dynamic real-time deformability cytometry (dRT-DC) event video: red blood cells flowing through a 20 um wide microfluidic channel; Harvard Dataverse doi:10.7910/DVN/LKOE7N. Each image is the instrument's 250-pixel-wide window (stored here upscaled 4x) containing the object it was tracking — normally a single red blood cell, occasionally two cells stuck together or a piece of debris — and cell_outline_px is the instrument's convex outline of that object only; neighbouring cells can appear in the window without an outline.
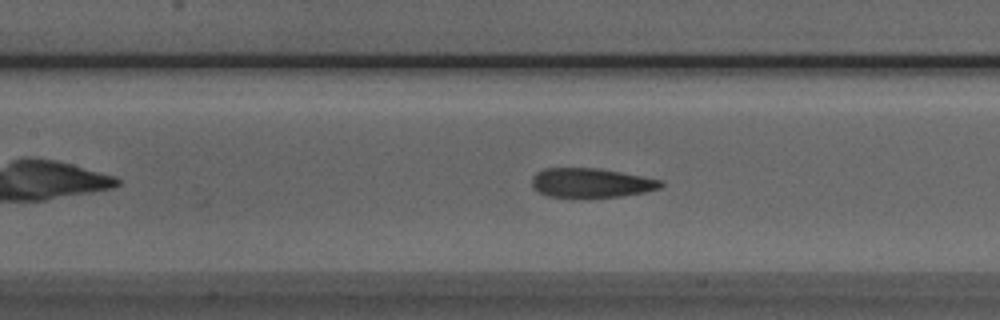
{"species": "Egyptian fruit bat (a non-hibernating species)", "species_latin": "Rousettus aegyptiacus", "temperature_condition": "room temperature", "stored_images_in_passage": 40, "camera_frame_rate_fps": 3000, "um_per_image_px": 0.085, "animal": {"sex": "male"}, "frame": {"image": 1, "passage_image": 12, "time_ms": 3.667, "image_size_px": [1000, 320], "cell_outline_px": [[664, 184], [660, 188], [644, 192], [620, 196], [548, 196], [532, 188], [532, 176], [536, 172], [544, 168], [596, 168], [620, 172], [660, 180]], "centroid_in_image_um": [50.2, 15.52], "position_along_channel_um": 157.2, "area_um2": 21.56}}
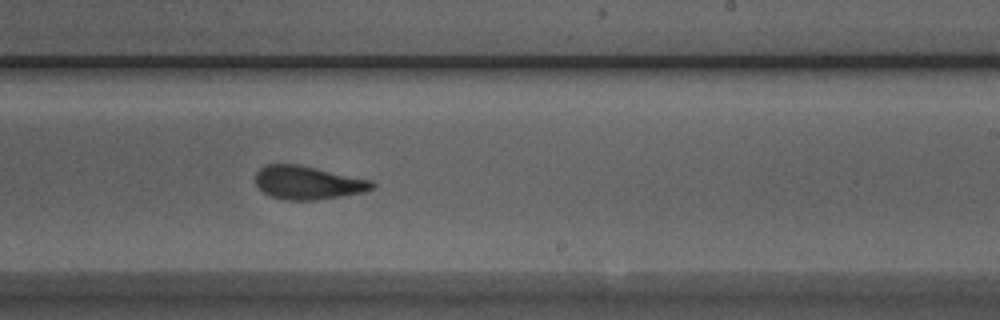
{"frame": {"image": 2, "passage_image": 20, "time_ms": 6.333, "image_size_px": [1000, 320], "cell_outline_px": [[376, 184], [372, 188], [364, 192], [316, 200], [284, 200], [272, 196], [264, 192], [256, 184], [256, 172], [260, 168], [268, 164], [300, 164], [372, 180]], "centroid_in_image_um": [26.18, 15.52], "position_along_channel_um": 262.8, "area_um2": 22.66}}
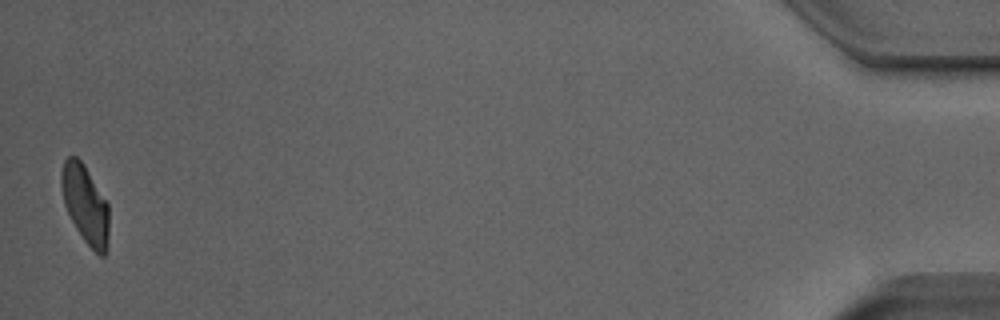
{"frame": {"image": 3, "passage_image": 40, "time_ms": 13.0, "image_size_px": [1000, 320], "cell_outline_px": [[108, 248], [104, 256], [100, 256], [84, 240], [76, 228], [64, 204], [60, 184], [60, 172], [64, 160], [68, 156], [76, 156], [84, 164], [108, 204]], "centroid_in_image_um": [7.24, 17.35], "position_along_channel_um": 428.0, "area_um2": 21.68}, "authors_computed_cell_mechanics": {"area_um2": 23.1489, "velocity_mm_per_s": 3.9796, "shape_relaxation_time_tau1_ms": 5.5811, "shape_relaxation_time_tau2_ms": 1.3779, "deformation_change_tau1": 0.1687, "deformation_change_tau2": 0.079}}